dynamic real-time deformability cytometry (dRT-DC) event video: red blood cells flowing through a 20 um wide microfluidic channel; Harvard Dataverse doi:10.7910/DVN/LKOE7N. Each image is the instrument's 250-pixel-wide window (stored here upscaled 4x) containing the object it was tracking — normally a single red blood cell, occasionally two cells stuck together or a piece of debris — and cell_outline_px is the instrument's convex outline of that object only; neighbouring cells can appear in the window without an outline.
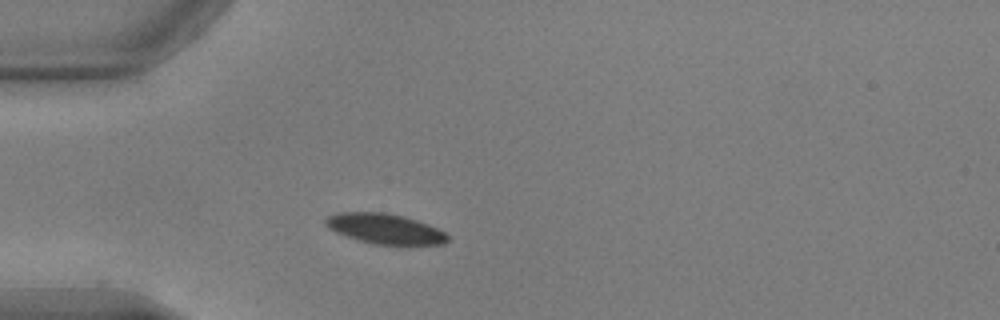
{"species": "common noctule bat (a hibernating species)", "species_latin": "Nyctalus noctula", "temperature_condition": "warm", "stored_images_in_passage": 5, "camera_frame_rate_fps": 3000, "um_per_image_px": 0.085, "animal": {"sex": "male", "body_mass_g": 17.9, "forearm_length_mm": 54.2}, "frame": {"image": 1, "passage_image": 1, "time_ms": 0.0, "image_size_px": [1000, 320], "cell_outline_px": [[448, 240], [444, 244], [372, 244], [336, 232], [328, 228], [324, 224], [324, 220], [328, 216], [336, 212], [384, 212], [404, 216], [428, 224], [444, 232], [448, 236]], "centroid_in_image_um": [32.68, 19.43], "position_along_channel_um": 52.3, "area_um2": 21.27}}
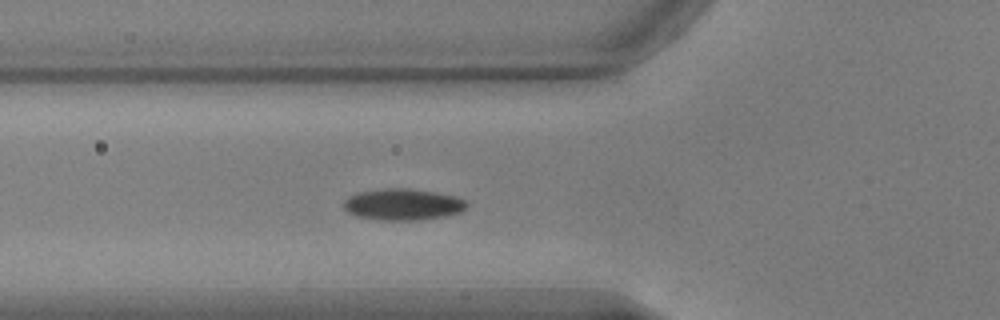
{"frame": {"image": 2, "passage_image": 5, "time_ms": 1.333, "image_size_px": [1000, 320], "cell_outline_px": [[468, 204], [460, 212], [444, 216], [416, 220], [380, 220], [356, 216], [348, 212], [344, 208], [344, 200], [348, 196], [360, 192], [384, 188], [408, 188], [436, 192], [456, 196], [464, 200]], "centroid_in_image_um": [34.22, 17.37], "position_along_channel_um": 91.6, "area_um2": 22.48}}